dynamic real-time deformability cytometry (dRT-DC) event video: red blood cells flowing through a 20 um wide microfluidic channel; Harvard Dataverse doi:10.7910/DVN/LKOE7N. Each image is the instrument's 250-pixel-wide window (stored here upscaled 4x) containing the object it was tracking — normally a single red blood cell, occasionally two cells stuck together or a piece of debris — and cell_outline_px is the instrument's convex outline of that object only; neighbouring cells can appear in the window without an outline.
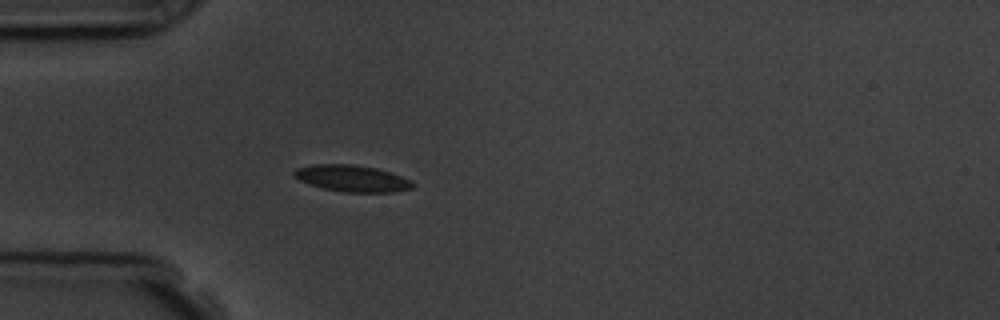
{"species": "common noctule bat (a hibernating species)", "species_latin": "Nyctalus noctula", "temperature_condition": "room temperature", "stored_images_in_passage": 3, "camera_frame_rate_fps": 3000, "um_per_image_px": 0.085, "animal": {"sex": "male", "body_mass_g": 19.5, "forearm_length_mm": 54.6}, "frame": {"image": 1, "passage_image": 3, "time_ms": 3.333, "image_size_px": [1000, 320], "cell_outline_px": [[416, 184], [412, 188], [396, 192], [344, 192], [324, 188], [308, 184], [292, 176], [292, 172], [296, 168], [312, 164], [352, 164], [376, 168], [412, 180]], "centroid_in_image_um": [29.91, 15.16], "position_along_channel_um": 55.1, "area_um2": 18.44}}